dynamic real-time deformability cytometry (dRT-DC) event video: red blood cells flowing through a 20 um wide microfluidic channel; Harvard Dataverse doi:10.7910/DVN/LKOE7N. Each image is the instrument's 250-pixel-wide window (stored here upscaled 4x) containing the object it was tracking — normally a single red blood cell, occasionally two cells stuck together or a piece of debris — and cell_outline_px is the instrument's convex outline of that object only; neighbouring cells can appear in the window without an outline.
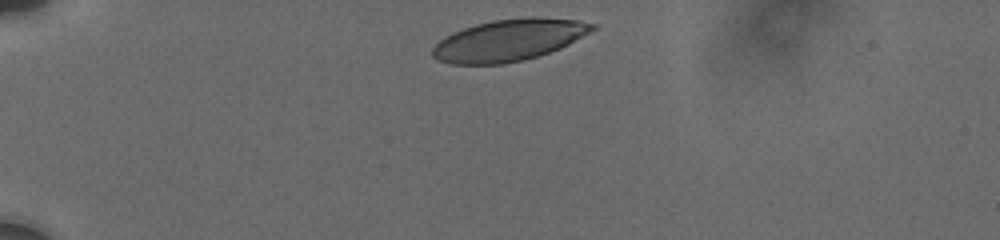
{"species": "human", "species_latin": "Homo sapiens", "temperature_condition": "cold", "stored_images_in_passage": 5, "camera_frame_rate_fps": 3000, "um_per_image_px": 0.085, "donor": {"sex": "male"}, "frame": {"image": 1, "passage_image": 1, "time_ms": 0.0, "image_size_px": [1000, 240], "cell_outline_px": [[596, 28], [568, 44], [560, 48], [524, 60], [504, 64], [452, 64], [436, 60], [432, 56], [432, 48], [444, 36], [452, 32], [476, 24], [492, 20], [528, 16], [540, 16], [580, 20], [596, 24]], "centroid_in_image_um": [43.24, 3.39], "position_along_channel_um": 41.8, "area_um2": 39.02}}
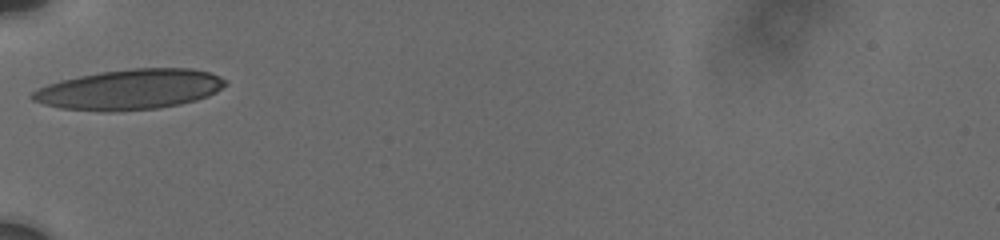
{"frame": {"image": 2, "passage_image": 4, "time_ms": 2.333, "image_size_px": [1000, 240], "cell_outline_px": [[228, 84], [216, 92], [208, 96], [196, 100], [180, 104], [160, 108], [116, 112], [100, 112], [60, 108], [44, 104], [32, 100], [28, 96], [36, 88], [60, 80], [100, 72], [132, 68], [192, 68], [212, 72], [228, 80]], "centroid_in_image_um": [11.04, 7.61], "position_along_channel_um": 74.0, "area_um2": 45.89}}